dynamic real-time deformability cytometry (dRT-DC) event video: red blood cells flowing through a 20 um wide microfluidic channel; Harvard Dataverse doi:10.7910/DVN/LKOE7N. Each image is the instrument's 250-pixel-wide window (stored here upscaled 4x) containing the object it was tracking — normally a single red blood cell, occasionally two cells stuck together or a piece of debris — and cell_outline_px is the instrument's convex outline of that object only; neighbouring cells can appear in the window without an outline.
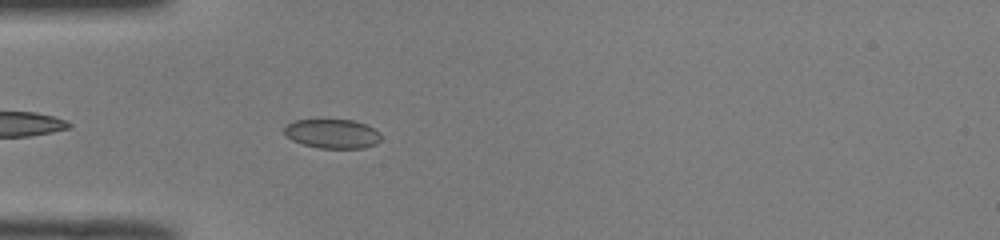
{"species": "common noctule bat (a hibernating species)", "species_latin": "Nyctalus noctula", "temperature_condition": "room temperature", "stored_images_in_passage": 39, "camera_frame_rate_fps": 3000, "um_per_image_px": 0.085, "animal": {"sex": "male", "body_mass_g": 19.0, "forearm_length_mm": 50.8}, "frame": {"image": 1, "passage_image": 4, "time_ms": 1.0, "image_size_px": [1000, 240], "cell_outline_px": [[380, 140], [376, 144], [364, 148], [320, 148], [304, 144], [292, 140], [284, 132], [284, 128], [292, 120], [352, 120], [368, 124], [380, 136]], "centroid_in_image_um": [28.25, 11.36], "position_along_channel_um": 56.8, "area_um2": 16.3}}
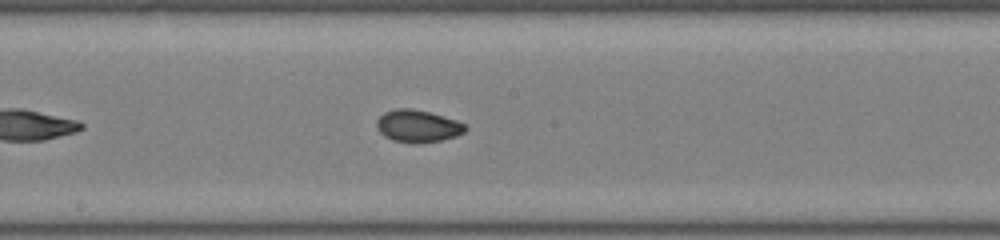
{"frame": {"image": 2, "passage_image": 16, "time_ms": 5.0, "image_size_px": [1000, 240], "cell_outline_px": [[468, 128], [464, 132], [456, 136], [440, 140], [420, 144], [412, 144], [392, 140], [384, 136], [376, 128], [376, 120], [384, 112], [396, 108], [412, 108], [444, 116], [456, 120], [464, 124]], "centroid_in_image_um": [35.48, 10.72], "position_along_channel_um": 212.7, "area_um2": 16.88}}
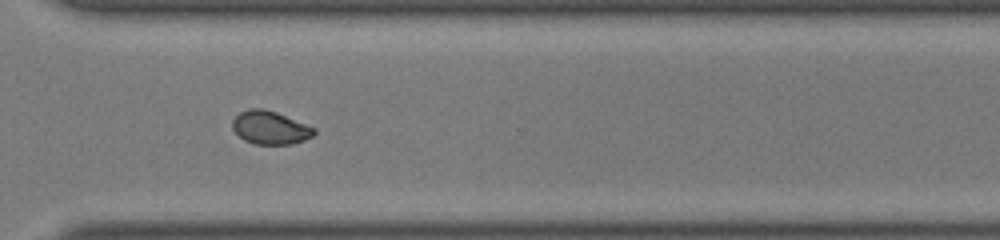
{"frame": {"image": 3, "passage_image": 26, "time_ms": 8.333, "image_size_px": [1000, 240], "cell_outline_px": [[316, 132], [312, 136], [304, 140], [292, 144], [252, 144], [244, 140], [232, 128], [232, 120], [240, 112], [248, 108], [264, 108], [276, 112], [316, 128]], "centroid_in_image_um": [22.95, 10.85], "position_along_channel_um": 347.6, "area_um2": 15.84}, "authors_computed_cell_mechanics": {"area_um2": 16.3574, "velocity_mm_per_s": 4.039, "shape_relaxation_time_tau1_ms": 6.6245, "shape_relaxation_time_tau2_ms": null, "deformation_change_tau1": 0.1294, "deformation_change_tau2": null}}